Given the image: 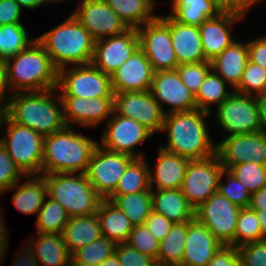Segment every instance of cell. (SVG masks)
Segmentation results:
<instances>
[{"label":"cell","mask_w":266,"mask_h":266,"mask_svg":"<svg viewBox=\"0 0 266 266\" xmlns=\"http://www.w3.org/2000/svg\"><path fill=\"white\" fill-rule=\"evenodd\" d=\"M57 89L9 94L6 116L14 123L28 127L42 136L64 129L63 103Z\"/></svg>","instance_id":"obj_1"},{"label":"cell","mask_w":266,"mask_h":266,"mask_svg":"<svg viewBox=\"0 0 266 266\" xmlns=\"http://www.w3.org/2000/svg\"><path fill=\"white\" fill-rule=\"evenodd\" d=\"M210 113L195 109L164 116L162 131L167 132V145L160 146L189 160H201L216 154L205 117Z\"/></svg>","instance_id":"obj_2"},{"label":"cell","mask_w":266,"mask_h":266,"mask_svg":"<svg viewBox=\"0 0 266 266\" xmlns=\"http://www.w3.org/2000/svg\"><path fill=\"white\" fill-rule=\"evenodd\" d=\"M6 65L8 86L14 93L57 88L58 69L37 39L7 59Z\"/></svg>","instance_id":"obj_3"},{"label":"cell","mask_w":266,"mask_h":266,"mask_svg":"<svg viewBox=\"0 0 266 266\" xmlns=\"http://www.w3.org/2000/svg\"><path fill=\"white\" fill-rule=\"evenodd\" d=\"M97 145L70 126L45 136L42 174L85 173Z\"/></svg>","instance_id":"obj_4"},{"label":"cell","mask_w":266,"mask_h":266,"mask_svg":"<svg viewBox=\"0 0 266 266\" xmlns=\"http://www.w3.org/2000/svg\"><path fill=\"white\" fill-rule=\"evenodd\" d=\"M36 39L58 70L70 64L87 65L92 61L95 40L73 14Z\"/></svg>","instance_id":"obj_5"},{"label":"cell","mask_w":266,"mask_h":266,"mask_svg":"<svg viewBox=\"0 0 266 266\" xmlns=\"http://www.w3.org/2000/svg\"><path fill=\"white\" fill-rule=\"evenodd\" d=\"M47 195L65 208L69 218L97 212L103 199L92 187L85 173L43 174Z\"/></svg>","instance_id":"obj_6"},{"label":"cell","mask_w":266,"mask_h":266,"mask_svg":"<svg viewBox=\"0 0 266 266\" xmlns=\"http://www.w3.org/2000/svg\"><path fill=\"white\" fill-rule=\"evenodd\" d=\"M3 124H7V130L0 143L25 175H39L42 172L44 136L12 122L7 116Z\"/></svg>","instance_id":"obj_7"},{"label":"cell","mask_w":266,"mask_h":266,"mask_svg":"<svg viewBox=\"0 0 266 266\" xmlns=\"http://www.w3.org/2000/svg\"><path fill=\"white\" fill-rule=\"evenodd\" d=\"M139 47L155 72L178 67L170 34V16H157L137 29Z\"/></svg>","instance_id":"obj_8"},{"label":"cell","mask_w":266,"mask_h":266,"mask_svg":"<svg viewBox=\"0 0 266 266\" xmlns=\"http://www.w3.org/2000/svg\"><path fill=\"white\" fill-rule=\"evenodd\" d=\"M216 119L229 136L262 131L260 106L256 96L234 91L216 108Z\"/></svg>","instance_id":"obj_9"},{"label":"cell","mask_w":266,"mask_h":266,"mask_svg":"<svg viewBox=\"0 0 266 266\" xmlns=\"http://www.w3.org/2000/svg\"><path fill=\"white\" fill-rule=\"evenodd\" d=\"M57 90L60 96H76L86 99L114 97L111 75L94 67L91 63L77 65L71 69L58 70Z\"/></svg>","instance_id":"obj_10"},{"label":"cell","mask_w":266,"mask_h":266,"mask_svg":"<svg viewBox=\"0 0 266 266\" xmlns=\"http://www.w3.org/2000/svg\"><path fill=\"white\" fill-rule=\"evenodd\" d=\"M135 158L100 146L93 151L85 175L95 191L107 199L115 190L127 166Z\"/></svg>","instance_id":"obj_11"},{"label":"cell","mask_w":266,"mask_h":266,"mask_svg":"<svg viewBox=\"0 0 266 266\" xmlns=\"http://www.w3.org/2000/svg\"><path fill=\"white\" fill-rule=\"evenodd\" d=\"M223 170L224 166L217 154L205 159L189 161L180 189L194 209L218 192Z\"/></svg>","instance_id":"obj_12"},{"label":"cell","mask_w":266,"mask_h":266,"mask_svg":"<svg viewBox=\"0 0 266 266\" xmlns=\"http://www.w3.org/2000/svg\"><path fill=\"white\" fill-rule=\"evenodd\" d=\"M240 207L219 192L212 194L195 209V218L206 226L224 246H234Z\"/></svg>","instance_id":"obj_13"},{"label":"cell","mask_w":266,"mask_h":266,"mask_svg":"<svg viewBox=\"0 0 266 266\" xmlns=\"http://www.w3.org/2000/svg\"><path fill=\"white\" fill-rule=\"evenodd\" d=\"M109 118L99 145L113 152L143 158L142 153L135 151V146L151 138L153 133L137 121L123 117L115 111Z\"/></svg>","instance_id":"obj_14"},{"label":"cell","mask_w":266,"mask_h":266,"mask_svg":"<svg viewBox=\"0 0 266 266\" xmlns=\"http://www.w3.org/2000/svg\"><path fill=\"white\" fill-rule=\"evenodd\" d=\"M114 111L137 121L153 134L162 131L165 114L150 91L114 93Z\"/></svg>","instance_id":"obj_15"},{"label":"cell","mask_w":266,"mask_h":266,"mask_svg":"<svg viewBox=\"0 0 266 266\" xmlns=\"http://www.w3.org/2000/svg\"><path fill=\"white\" fill-rule=\"evenodd\" d=\"M216 154L224 169L250 161L266 166V133L227 135L216 143Z\"/></svg>","instance_id":"obj_16"},{"label":"cell","mask_w":266,"mask_h":266,"mask_svg":"<svg viewBox=\"0 0 266 266\" xmlns=\"http://www.w3.org/2000/svg\"><path fill=\"white\" fill-rule=\"evenodd\" d=\"M72 14L95 41L129 29L104 0H82Z\"/></svg>","instance_id":"obj_17"},{"label":"cell","mask_w":266,"mask_h":266,"mask_svg":"<svg viewBox=\"0 0 266 266\" xmlns=\"http://www.w3.org/2000/svg\"><path fill=\"white\" fill-rule=\"evenodd\" d=\"M150 92L165 115L197 109L195 95L183 84L176 69L155 72ZM161 103L169 105L170 109L165 110Z\"/></svg>","instance_id":"obj_18"},{"label":"cell","mask_w":266,"mask_h":266,"mask_svg":"<svg viewBox=\"0 0 266 266\" xmlns=\"http://www.w3.org/2000/svg\"><path fill=\"white\" fill-rule=\"evenodd\" d=\"M139 47L136 28H129L124 33L95 41L91 64L111 75L131 57Z\"/></svg>","instance_id":"obj_19"},{"label":"cell","mask_w":266,"mask_h":266,"mask_svg":"<svg viewBox=\"0 0 266 266\" xmlns=\"http://www.w3.org/2000/svg\"><path fill=\"white\" fill-rule=\"evenodd\" d=\"M155 71L138 47L126 62L111 74L113 93L150 91Z\"/></svg>","instance_id":"obj_20"},{"label":"cell","mask_w":266,"mask_h":266,"mask_svg":"<svg viewBox=\"0 0 266 266\" xmlns=\"http://www.w3.org/2000/svg\"><path fill=\"white\" fill-rule=\"evenodd\" d=\"M63 103L64 120L67 126L75 122L80 126L95 127L108 120L114 111V97L82 98L60 96Z\"/></svg>","instance_id":"obj_21"},{"label":"cell","mask_w":266,"mask_h":266,"mask_svg":"<svg viewBox=\"0 0 266 266\" xmlns=\"http://www.w3.org/2000/svg\"><path fill=\"white\" fill-rule=\"evenodd\" d=\"M222 246L212 232L194 218L187 222V237L180 266H207Z\"/></svg>","instance_id":"obj_22"},{"label":"cell","mask_w":266,"mask_h":266,"mask_svg":"<svg viewBox=\"0 0 266 266\" xmlns=\"http://www.w3.org/2000/svg\"><path fill=\"white\" fill-rule=\"evenodd\" d=\"M240 19L241 16L232 13H220L217 17L206 19L198 27L202 50L208 61H212L235 41L231 29Z\"/></svg>","instance_id":"obj_23"},{"label":"cell","mask_w":266,"mask_h":266,"mask_svg":"<svg viewBox=\"0 0 266 266\" xmlns=\"http://www.w3.org/2000/svg\"><path fill=\"white\" fill-rule=\"evenodd\" d=\"M155 171L149 168V185L151 190L180 189L184 181L189 159L159 147ZM154 171V173H153Z\"/></svg>","instance_id":"obj_24"},{"label":"cell","mask_w":266,"mask_h":266,"mask_svg":"<svg viewBox=\"0 0 266 266\" xmlns=\"http://www.w3.org/2000/svg\"><path fill=\"white\" fill-rule=\"evenodd\" d=\"M170 34L179 65L208 61L202 50L200 31L197 26L183 24L170 16Z\"/></svg>","instance_id":"obj_25"},{"label":"cell","mask_w":266,"mask_h":266,"mask_svg":"<svg viewBox=\"0 0 266 266\" xmlns=\"http://www.w3.org/2000/svg\"><path fill=\"white\" fill-rule=\"evenodd\" d=\"M248 60V43L235 40L210 62L212 70L234 90L242 79Z\"/></svg>","instance_id":"obj_26"},{"label":"cell","mask_w":266,"mask_h":266,"mask_svg":"<svg viewBox=\"0 0 266 266\" xmlns=\"http://www.w3.org/2000/svg\"><path fill=\"white\" fill-rule=\"evenodd\" d=\"M152 211L161 214L173 223L189 222L195 218V209L181 189L151 190Z\"/></svg>","instance_id":"obj_27"},{"label":"cell","mask_w":266,"mask_h":266,"mask_svg":"<svg viewBox=\"0 0 266 266\" xmlns=\"http://www.w3.org/2000/svg\"><path fill=\"white\" fill-rule=\"evenodd\" d=\"M36 235L37 239L32 237L26 245L40 266H71V254L65 246L62 234Z\"/></svg>","instance_id":"obj_28"},{"label":"cell","mask_w":266,"mask_h":266,"mask_svg":"<svg viewBox=\"0 0 266 266\" xmlns=\"http://www.w3.org/2000/svg\"><path fill=\"white\" fill-rule=\"evenodd\" d=\"M62 236L72 255L76 250L102 237L97 213L69 218Z\"/></svg>","instance_id":"obj_29"},{"label":"cell","mask_w":266,"mask_h":266,"mask_svg":"<svg viewBox=\"0 0 266 266\" xmlns=\"http://www.w3.org/2000/svg\"><path fill=\"white\" fill-rule=\"evenodd\" d=\"M96 213L102 237L116 244L126 242L134 226L124 212L109 199H102Z\"/></svg>","instance_id":"obj_30"},{"label":"cell","mask_w":266,"mask_h":266,"mask_svg":"<svg viewBox=\"0 0 266 266\" xmlns=\"http://www.w3.org/2000/svg\"><path fill=\"white\" fill-rule=\"evenodd\" d=\"M32 177L23 184L20 181L16 182L7 191L17 188L11 200L16 209L24 214L38 215L46 197H48L47 184L43 175H32Z\"/></svg>","instance_id":"obj_31"},{"label":"cell","mask_w":266,"mask_h":266,"mask_svg":"<svg viewBox=\"0 0 266 266\" xmlns=\"http://www.w3.org/2000/svg\"><path fill=\"white\" fill-rule=\"evenodd\" d=\"M174 20L183 24L199 27L206 19L217 17L222 13L215 0H172Z\"/></svg>","instance_id":"obj_32"},{"label":"cell","mask_w":266,"mask_h":266,"mask_svg":"<svg viewBox=\"0 0 266 266\" xmlns=\"http://www.w3.org/2000/svg\"><path fill=\"white\" fill-rule=\"evenodd\" d=\"M128 28L143 26L158 15L152 14L154 0H104Z\"/></svg>","instance_id":"obj_33"},{"label":"cell","mask_w":266,"mask_h":266,"mask_svg":"<svg viewBox=\"0 0 266 266\" xmlns=\"http://www.w3.org/2000/svg\"><path fill=\"white\" fill-rule=\"evenodd\" d=\"M107 199L124 212L133 226L145 224L152 211L151 189L127 195H110Z\"/></svg>","instance_id":"obj_34"},{"label":"cell","mask_w":266,"mask_h":266,"mask_svg":"<svg viewBox=\"0 0 266 266\" xmlns=\"http://www.w3.org/2000/svg\"><path fill=\"white\" fill-rule=\"evenodd\" d=\"M187 237V222L174 223L170 232L160 241L156 262L181 265Z\"/></svg>","instance_id":"obj_35"},{"label":"cell","mask_w":266,"mask_h":266,"mask_svg":"<svg viewBox=\"0 0 266 266\" xmlns=\"http://www.w3.org/2000/svg\"><path fill=\"white\" fill-rule=\"evenodd\" d=\"M149 166L143 158H135L126 168L116 190L111 195H127L148 191Z\"/></svg>","instance_id":"obj_36"},{"label":"cell","mask_w":266,"mask_h":266,"mask_svg":"<svg viewBox=\"0 0 266 266\" xmlns=\"http://www.w3.org/2000/svg\"><path fill=\"white\" fill-rule=\"evenodd\" d=\"M226 86L229 85L211 70L195 95L197 109L210 113L211 108L209 106L211 103L216 104V107L221 105L233 93L227 90Z\"/></svg>","instance_id":"obj_37"},{"label":"cell","mask_w":266,"mask_h":266,"mask_svg":"<svg viewBox=\"0 0 266 266\" xmlns=\"http://www.w3.org/2000/svg\"><path fill=\"white\" fill-rule=\"evenodd\" d=\"M35 40L29 38L22 23L0 26V59L6 61L16 56Z\"/></svg>","instance_id":"obj_38"},{"label":"cell","mask_w":266,"mask_h":266,"mask_svg":"<svg viewBox=\"0 0 266 266\" xmlns=\"http://www.w3.org/2000/svg\"><path fill=\"white\" fill-rule=\"evenodd\" d=\"M68 220L65 208L48 197L37 215L36 231L41 234H62Z\"/></svg>","instance_id":"obj_39"},{"label":"cell","mask_w":266,"mask_h":266,"mask_svg":"<svg viewBox=\"0 0 266 266\" xmlns=\"http://www.w3.org/2000/svg\"><path fill=\"white\" fill-rule=\"evenodd\" d=\"M116 243L101 237L76 250L71 255L72 264L76 266H98L115 253Z\"/></svg>","instance_id":"obj_40"},{"label":"cell","mask_w":266,"mask_h":266,"mask_svg":"<svg viewBox=\"0 0 266 266\" xmlns=\"http://www.w3.org/2000/svg\"><path fill=\"white\" fill-rule=\"evenodd\" d=\"M261 240V227L254 210L241 208L234 236V246L239 248L245 244Z\"/></svg>","instance_id":"obj_41"},{"label":"cell","mask_w":266,"mask_h":266,"mask_svg":"<svg viewBox=\"0 0 266 266\" xmlns=\"http://www.w3.org/2000/svg\"><path fill=\"white\" fill-rule=\"evenodd\" d=\"M228 170L247 188L250 194L266 187V166L250 161L233 165Z\"/></svg>","instance_id":"obj_42"},{"label":"cell","mask_w":266,"mask_h":266,"mask_svg":"<svg viewBox=\"0 0 266 266\" xmlns=\"http://www.w3.org/2000/svg\"><path fill=\"white\" fill-rule=\"evenodd\" d=\"M234 91L256 97L264 94L266 92V70L248 60L242 79Z\"/></svg>","instance_id":"obj_43"},{"label":"cell","mask_w":266,"mask_h":266,"mask_svg":"<svg viewBox=\"0 0 266 266\" xmlns=\"http://www.w3.org/2000/svg\"><path fill=\"white\" fill-rule=\"evenodd\" d=\"M226 174L227 183H223L221 180ZM218 192L240 208L249 207L251 199L250 192L228 169H224L221 173Z\"/></svg>","instance_id":"obj_44"},{"label":"cell","mask_w":266,"mask_h":266,"mask_svg":"<svg viewBox=\"0 0 266 266\" xmlns=\"http://www.w3.org/2000/svg\"><path fill=\"white\" fill-rule=\"evenodd\" d=\"M125 243L157 260L160 241L152 235L145 224L134 226Z\"/></svg>","instance_id":"obj_45"},{"label":"cell","mask_w":266,"mask_h":266,"mask_svg":"<svg viewBox=\"0 0 266 266\" xmlns=\"http://www.w3.org/2000/svg\"><path fill=\"white\" fill-rule=\"evenodd\" d=\"M183 84L196 95L207 74L212 70L211 62L181 64L176 68Z\"/></svg>","instance_id":"obj_46"},{"label":"cell","mask_w":266,"mask_h":266,"mask_svg":"<svg viewBox=\"0 0 266 266\" xmlns=\"http://www.w3.org/2000/svg\"><path fill=\"white\" fill-rule=\"evenodd\" d=\"M22 177L29 180L31 175H25L19 169L5 147L0 143V195L7 192L16 182L21 181Z\"/></svg>","instance_id":"obj_47"},{"label":"cell","mask_w":266,"mask_h":266,"mask_svg":"<svg viewBox=\"0 0 266 266\" xmlns=\"http://www.w3.org/2000/svg\"><path fill=\"white\" fill-rule=\"evenodd\" d=\"M121 266H153L156 260L142 254L127 243H118L115 248Z\"/></svg>","instance_id":"obj_48"},{"label":"cell","mask_w":266,"mask_h":266,"mask_svg":"<svg viewBox=\"0 0 266 266\" xmlns=\"http://www.w3.org/2000/svg\"><path fill=\"white\" fill-rule=\"evenodd\" d=\"M238 252L243 266H266V240L245 244Z\"/></svg>","instance_id":"obj_49"},{"label":"cell","mask_w":266,"mask_h":266,"mask_svg":"<svg viewBox=\"0 0 266 266\" xmlns=\"http://www.w3.org/2000/svg\"><path fill=\"white\" fill-rule=\"evenodd\" d=\"M207 266H243V264L237 247L223 245Z\"/></svg>","instance_id":"obj_50"},{"label":"cell","mask_w":266,"mask_h":266,"mask_svg":"<svg viewBox=\"0 0 266 266\" xmlns=\"http://www.w3.org/2000/svg\"><path fill=\"white\" fill-rule=\"evenodd\" d=\"M173 224L174 223L172 221L154 211H151L149 217L145 221V225L148 230L159 241H162L170 232Z\"/></svg>","instance_id":"obj_51"},{"label":"cell","mask_w":266,"mask_h":266,"mask_svg":"<svg viewBox=\"0 0 266 266\" xmlns=\"http://www.w3.org/2000/svg\"><path fill=\"white\" fill-rule=\"evenodd\" d=\"M258 1L260 0H215L217 8L222 13H232L242 18L251 7L259 3Z\"/></svg>","instance_id":"obj_52"},{"label":"cell","mask_w":266,"mask_h":266,"mask_svg":"<svg viewBox=\"0 0 266 266\" xmlns=\"http://www.w3.org/2000/svg\"><path fill=\"white\" fill-rule=\"evenodd\" d=\"M21 10L16 0H0V26L22 23Z\"/></svg>","instance_id":"obj_53"},{"label":"cell","mask_w":266,"mask_h":266,"mask_svg":"<svg viewBox=\"0 0 266 266\" xmlns=\"http://www.w3.org/2000/svg\"><path fill=\"white\" fill-rule=\"evenodd\" d=\"M249 60L266 70V35L248 42Z\"/></svg>","instance_id":"obj_54"},{"label":"cell","mask_w":266,"mask_h":266,"mask_svg":"<svg viewBox=\"0 0 266 266\" xmlns=\"http://www.w3.org/2000/svg\"><path fill=\"white\" fill-rule=\"evenodd\" d=\"M25 247L26 250L21 248L19 251L20 253H18L19 255L17 254L16 258H14L12 266H40L36 261L33 252L27 245Z\"/></svg>","instance_id":"obj_55"},{"label":"cell","mask_w":266,"mask_h":266,"mask_svg":"<svg viewBox=\"0 0 266 266\" xmlns=\"http://www.w3.org/2000/svg\"><path fill=\"white\" fill-rule=\"evenodd\" d=\"M7 88L9 89L7 82V65L5 60L0 59V105L6 106L8 103L9 97L6 95Z\"/></svg>","instance_id":"obj_56"},{"label":"cell","mask_w":266,"mask_h":266,"mask_svg":"<svg viewBox=\"0 0 266 266\" xmlns=\"http://www.w3.org/2000/svg\"><path fill=\"white\" fill-rule=\"evenodd\" d=\"M249 208L251 210L266 211V187L251 194Z\"/></svg>","instance_id":"obj_57"},{"label":"cell","mask_w":266,"mask_h":266,"mask_svg":"<svg viewBox=\"0 0 266 266\" xmlns=\"http://www.w3.org/2000/svg\"><path fill=\"white\" fill-rule=\"evenodd\" d=\"M2 208L0 207V249H8V238H7V229L4 224V218L3 214L4 212L1 210Z\"/></svg>","instance_id":"obj_58"},{"label":"cell","mask_w":266,"mask_h":266,"mask_svg":"<svg viewBox=\"0 0 266 266\" xmlns=\"http://www.w3.org/2000/svg\"><path fill=\"white\" fill-rule=\"evenodd\" d=\"M260 106L262 131L266 133V92L257 97Z\"/></svg>","instance_id":"obj_59"},{"label":"cell","mask_w":266,"mask_h":266,"mask_svg":"<svg viewBox=\"0 0 266 266\" xmlns=\"http://www.w3.org/2000/svg\"><path fill=\"white\" fill-rule=\"evenodd\" d=\"M257 218L259 219V224L261 227V240H266V211L265 210H254Z\"/></svg>","instance_id":"obj_60"},{"label":"cell","mask_w":266,"mask_h":266,"mask_svg":"<svg viewBox=\"0 0 266 266\" xmlns=\"http://www.w3.org/2000/svg\"><path fill=\"white\" fill-rule=\"evenodd\" d=\"M18 4L26 9H35L40 7V5L46 3V0H16Z\"/></svg>","instance_id":"obj_61"},{"label":"cell","mask_w":266,"mask_h":266,"mask_svg":"<svg viewBox=\"0 0 266 266\" xmlns=\"http://www.w3.org/2000/svg\"><path fill=\"white\" fill-rule=\"evenodd\" d=\"M98 266H121L117 254L113 253L111 256H109L106 260H104L101 264Z\"/></svg>","instance_id":"obj_62"},{"label":"cell","mask_w":266,"mask_h":266,"mask_svg":"<svg viewBox=\"0 0 266 266\" xmlns=\"http://www.w3.org/2000/svg\"><path fill=\"white\" fill-rule=\"evenodd\" d=\"M5 117H6V106L0 105V129L2 127Z\"/></svg>","instance_id":"obj_63"},{"label":"cell","mask_w":266,"mask_h":266,"mask_svg":"<svg viewBox=\"0 0 266 266\" xmlns=\"http://www.w3.org/2000/svg\"><path fill=\"white\" fill-rule=\"evenodd\" d=\"M7 250H8V249H0V262H1L3 259H5L4 257H5V255H6V253H7Z\"/></svg>","instance_id":"obj_64"},{"label":"cell","mask_w":266,"mask_h":266,"mask_svg":"<svg viewBox=\"0 0 266 266\" xmlns=\"http://www.w3.org/2000/svg\"><path fill=\"white\" fill-rule=\"evenodd\" d=\"M153 266H179V265H174V264H164V263H158V262H156Z\"/></svg>","instance_id":"obj_65"},{"label":"cell","mask_w":266,"mask_h":266,"mask_svg":"<svg viewBox=\"0 0 266 266\" xmlns=\"http://www.w3.org/2000/svg\"><path fill=\"white\" fill-rule=\"evenodd\" d=\"M53 1H54V2H62V1H63V2H64V1L66 2V1H68V0H46V3H49V4H50V2L53 3Z\"/></svg>","instance_id":"obj_66"}]
</instances>
